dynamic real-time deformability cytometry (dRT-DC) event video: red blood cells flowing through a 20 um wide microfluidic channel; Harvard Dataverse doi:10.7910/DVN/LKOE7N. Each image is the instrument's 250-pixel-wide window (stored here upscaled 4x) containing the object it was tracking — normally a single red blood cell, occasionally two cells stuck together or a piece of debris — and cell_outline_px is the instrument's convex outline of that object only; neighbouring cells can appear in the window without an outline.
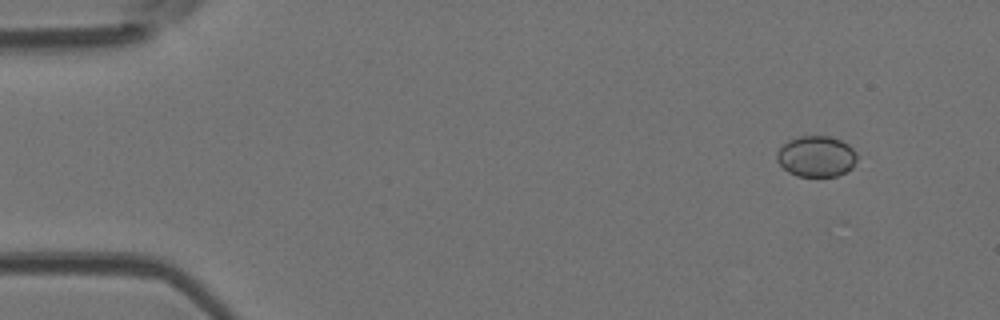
{"species": "Egyptian fruit bat (a non-hibernating species)", "species_latin": "Rousettus aegyptiacus", "temperature_condition": "room temperature", "stored_images_in_passage": 5, "camera_frame_rate_fps": 3000, "um_per_image_px": 0.085, "animal": {"sex": "female"}, "frame": {"image": 1, "passage_image": 2, "time_ms": 0.333, "image_size_px": [1000, 320], "cell_outline_px": [[856, 160], [852, 168], [836, 176], [796, 176], [788, 172], [776, 160], [776, 152], [788, 140], [796, 136], [828, 136], [840, 140], [848, 144], [856, 152]], "centroid_in_image_um": [69.36, 13.29], "position_along_channel_um": 15.6, "area_um2": 19.13}}
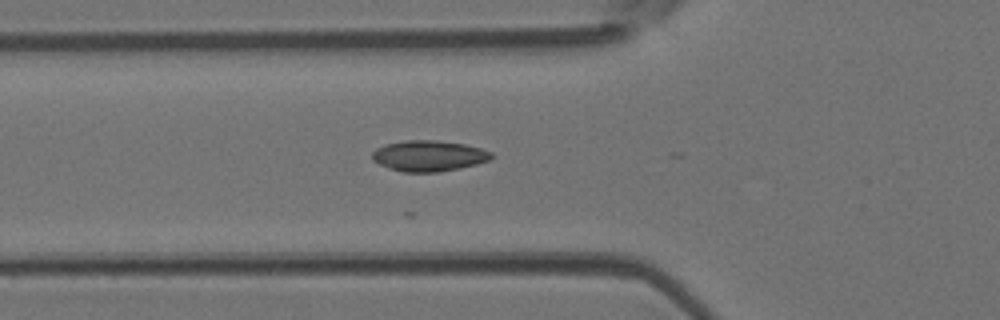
{"frame": {"image": 2, "passage_image": 5, "time_ms": 1.333, "image_size_px": [1000, 320], "cell_outline_px": [[492, 156], [488, 160], [476, 164], [460, 168], [440, 172], [404, 172], [388, 168], [372, 160], [372, 152], [376, 148], [384, 144], [408, 140], [436, 140], [464, 144], [480, 148], [492, 152]], "centroid_in_image_um": [36.42, 13.25], "position_along_channel_um": 89.4, "area_um2": 21.39}}